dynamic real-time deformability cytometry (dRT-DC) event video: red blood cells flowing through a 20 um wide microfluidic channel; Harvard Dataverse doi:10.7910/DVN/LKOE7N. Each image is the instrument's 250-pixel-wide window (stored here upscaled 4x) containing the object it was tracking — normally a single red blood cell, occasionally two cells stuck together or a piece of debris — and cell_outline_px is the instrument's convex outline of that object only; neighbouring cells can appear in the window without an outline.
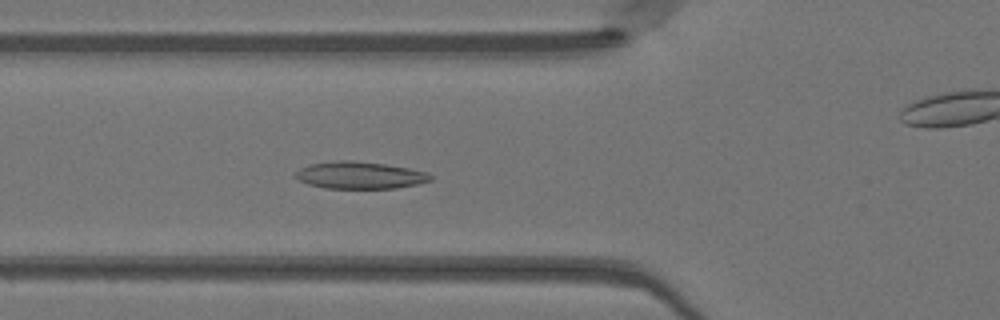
{"species": "Egyptian fruit bat (a non-hibernating species)", "species_latin": "Rousettus aegyptiacus", "temperature_condition": "warm", "stored_images_in_passage": 39, "camera_frame_rate_fps": 3000, "um_per_image_px": 0.085, "animal": {"sex": "female"}, "frame": {"image": 1, "passage_image": 7, "time_ms": 2.0, "image_size_px": [1000, 320], "cell_outline_px": [[432, 180], [420, 184], [396, 188], [324, 188], [308, 184], [292, 176], [300, 168], [308, 164], [340, 160], [352, 160], [388, 164], [428, 172], [432, 176]], "centroid_in_image_um": [30.6, 14.89], "position_along_channel_um": 95.2, "area_um2": 21.56}}
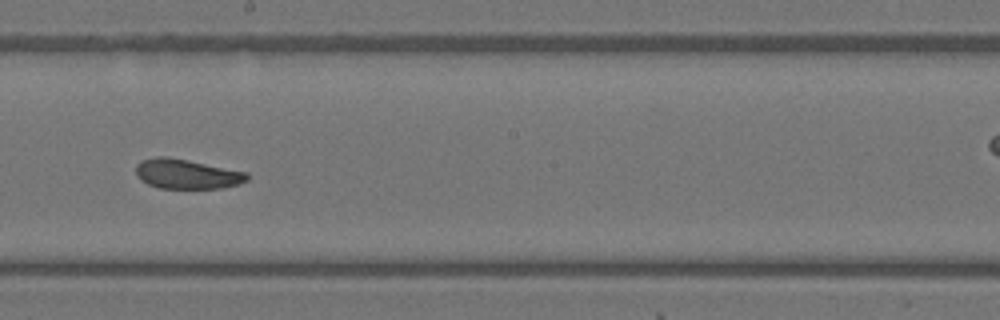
{"frame": {"image": 2, "passage_image": 17, "time_ms": 5.333, "image_size_px": [1000, 320], "cell_outline_px": [[248, 180], [240, 184], [224, 188], [160, 188], [148, 184], [140, 180], [136, 176], [136, 164], [140, 160], [156, 156], [168, 156], [248, 172]], "centroid_in_image_um": [15.87, 14.78], "position_along_channel_um": 232.3, "area_um2": 19.48}}
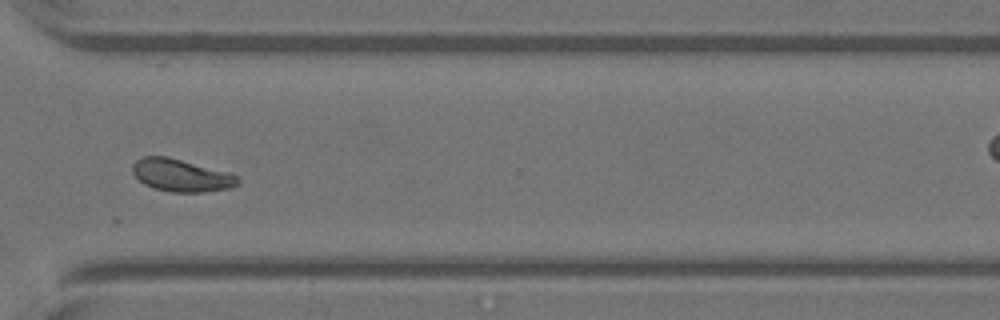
{"frame": {"image": 3, "passage_image": 26, "time_ms": 8.333, "image_size_px": [1000, 320], "cell_outline_px": [[240, 184], [232, 188], [204, 192], [172, 192], [152, 188], [144, 184], [132, 172], [132, 164], [136, 160], [144, 156], [168, 156], [232, 172], [240, 180]], "centroid_in_image_um": [15.45, 14.9], "position_along_channel_um": 355.2, "area_um2": 20.35}, "authors_computed_cell_mechanics": {"area_um2": 19.941, "velocity_mm_per_s": 4.1048, "shape_relaxation_time_tau1_ms": null, "shape_relaxation_time_tau2_ms": 1.199, "deformation_change_tau1": null, "deformation_change_tau2": 0.0505}}